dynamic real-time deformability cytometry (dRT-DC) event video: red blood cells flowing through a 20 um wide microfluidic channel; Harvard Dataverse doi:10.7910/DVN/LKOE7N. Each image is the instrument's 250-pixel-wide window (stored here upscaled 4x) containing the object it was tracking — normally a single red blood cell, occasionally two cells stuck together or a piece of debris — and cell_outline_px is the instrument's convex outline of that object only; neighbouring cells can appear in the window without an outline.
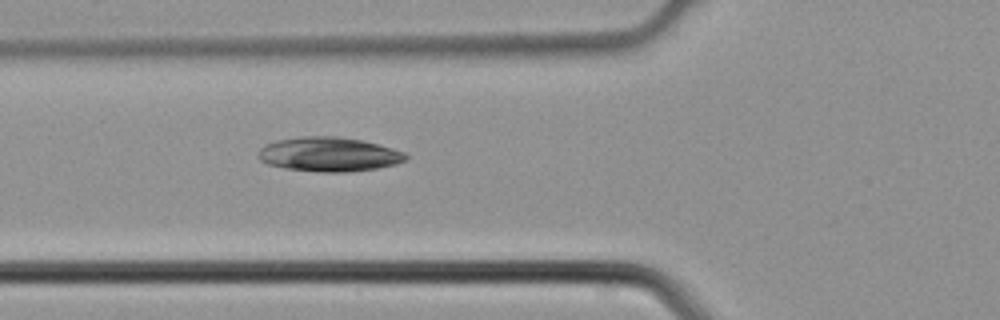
{"species": "common noctule bat (a hibernating species)", "species_latin": "Nyctalus noctula", "temperature_condition": "cold", "stored_images_in_passage": 4, "camera_frame_rate_fps": 3000, "um_per_image_px": 0.085, "animal": {"sex": "male", "body_mass_g": 21.5, "forearm_length_mm": 52.0}, "frame": {"image": 1, "passage_image": 4, "time_ms": 1.0, "image_size_px": [1000, 320], "cell_outline_px": [[408, 160], [396, 164], [380, 168], [348, 172], [320, 172], [284, 168], [268, 164], [260, 160], [260, 148], [264, 144], [276, 140], [300, 136], [336, 136], [364, 140], [392, 148], [404, 152], [408, 156]], "centroid_in_image_um": [27.99, 13.11], "position_along_channel_um": 97.8, "area_um2": 29.77}}